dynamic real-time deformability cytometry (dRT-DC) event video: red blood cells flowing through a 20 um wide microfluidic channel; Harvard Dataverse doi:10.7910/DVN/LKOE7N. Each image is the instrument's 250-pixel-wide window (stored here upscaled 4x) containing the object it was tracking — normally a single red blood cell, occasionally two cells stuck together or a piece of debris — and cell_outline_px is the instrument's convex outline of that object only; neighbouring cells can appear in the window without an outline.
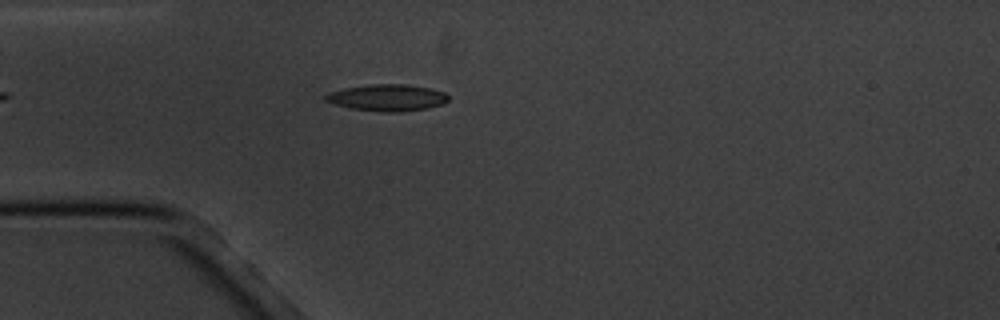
{"species": "common noctule bat (a hibernating species)", "species_latin": "Nyctalus noctula", "temperature_condition": "cold", "stored_images_in_passage": 6, "camera_frame_rate_fps": 3000, "um_per_image_px": 0.085, "animal": {"sex": "male", "body_mass_g": 20.1, "forearm_length_mm": 53.5}, "frame": {"image": 1, "passage_image": 5, "time_ms": 4.667, "image_size_px": [1000, 320], "cell_outline_px": [[448, 100], [444, 104], [428, 108], [396, 112], [384, 112], [352, 108], [336, 104], [324, 100], [324, 96], [328, 92], [344, 88], [368, 84], [408, 84], [428, 88], [444, 92], [448, 96]], "centroid_in_image_um": [32.92, 8.29], "position_along_channel_um": 52.1, "area_um2": 19.02}}